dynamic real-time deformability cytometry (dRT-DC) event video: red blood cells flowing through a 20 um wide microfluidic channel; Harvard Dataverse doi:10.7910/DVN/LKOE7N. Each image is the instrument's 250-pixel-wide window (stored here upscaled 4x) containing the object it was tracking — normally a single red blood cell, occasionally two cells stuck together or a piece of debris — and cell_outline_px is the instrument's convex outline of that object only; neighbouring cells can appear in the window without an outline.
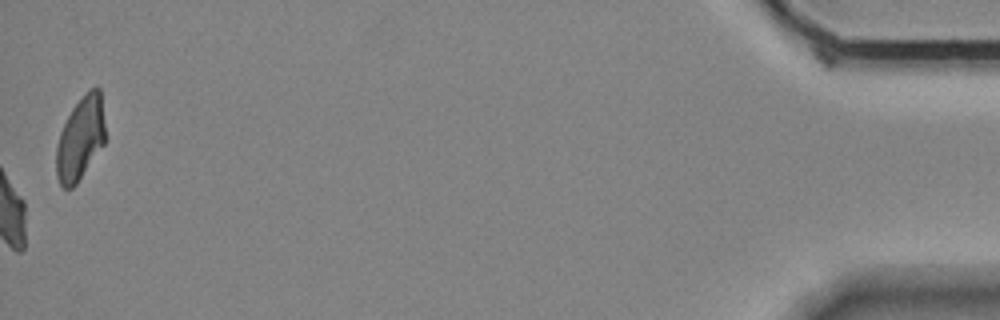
{"species": "Egyptian fruit bat (a non-hibernating species)", "species_latin": "Rousettus aegyptiacus", "temperature_condition": "room temperature", "stored_images_in_passage": 55, "camera_frame_rate_fps": 3000, "um_per_image_px": 0.085, "animal": {"sex": "female"}, "frame": {"image": 1, "passage_image": 55, "time_ms": 18.0, "image_size_px": [1000, 320], "cell_outline_px": [[104, 144], [76, 184], [72, 188], [64, 188], [60, 184], [56, 176], [56, 144], [60, 132], [72, 108], [88, 88], [100, 88], [104, 124]], "centroid_in_image_um": [6.81, 11.77], "position_along_channel_um": 428.4, "area_um2": 23.58}, "authors_computed_cell_mechanics": {"area_um2": 21.2704, "velocity_mm_per_s": 3.6742, "shape_relaxation_time_tau1_ms": 7.3021, "shape_relaxation_time_tau2_ms": 2.6719, "deformation_change_tau1": 0.21, "deformation_change_tau2": 0.098}}